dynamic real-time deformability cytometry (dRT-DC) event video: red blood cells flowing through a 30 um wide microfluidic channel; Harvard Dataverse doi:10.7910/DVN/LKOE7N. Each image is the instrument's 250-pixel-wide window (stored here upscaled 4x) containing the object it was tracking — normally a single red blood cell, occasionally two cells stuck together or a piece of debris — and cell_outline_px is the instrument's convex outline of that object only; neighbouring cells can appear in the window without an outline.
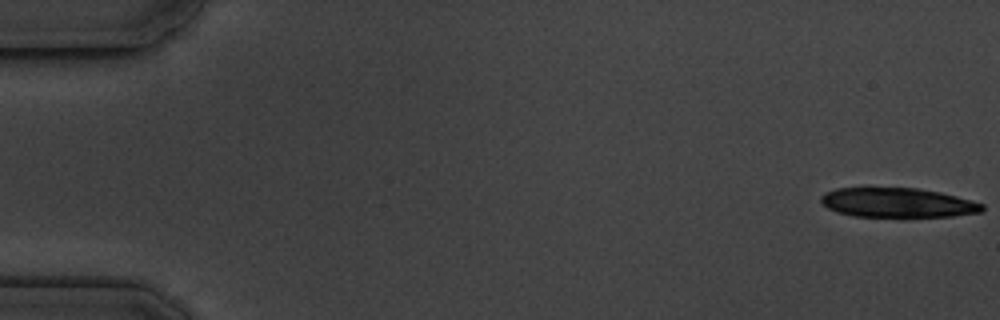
{"species": "common noctule bat (a hibernating species)", "species_latin": "Nyctalus noctula", "temperature_condition": "cold", "stored_images_in_passage": 6, "camera_frame_rate_fps": 3000, "um_per_image_px": 0.085, "animal": {"sex": "male", "body_mass_g": 19.5, "forearm_length_mm": 54.6}, "frame": {"image": 1, "passage_image": 1, "time_ms": 0.0, "image_size_px": [1000, 320], "cell_outline_px": [[984, 212], [952, 216], [852, 216], [836, 212], [828, 208], [820, 200], [820, 196], [824, 192], [836, 188], [916, 188], [940, 192], [956, 196], [984, 204]], "centroid_in_image_um": [76.28, 17.22], "position_along_channel_um": 8.7, "area_um2": 27.63}}